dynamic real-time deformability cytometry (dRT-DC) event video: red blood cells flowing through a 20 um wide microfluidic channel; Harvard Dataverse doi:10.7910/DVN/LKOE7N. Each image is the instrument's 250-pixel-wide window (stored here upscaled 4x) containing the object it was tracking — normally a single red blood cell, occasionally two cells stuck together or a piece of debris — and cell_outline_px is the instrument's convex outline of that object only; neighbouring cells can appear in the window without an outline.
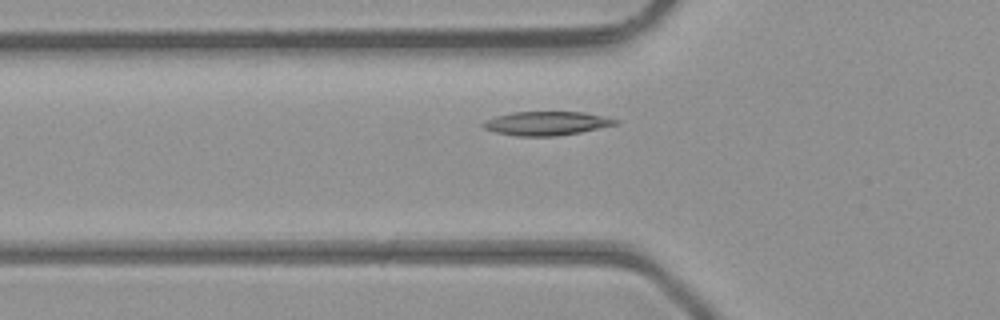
{"species": "common noctule bat (a hibernating species)", "species_latin": "Nyctalus noctula", "temperature_condition": "room temperature", "stored_images_in_passage": 35, "camera_frame_rate_fps": 3000, "um_per_image_px": 0.085, "animal": {"sex": "male", "body_mass_g": 23.1, "forearm_length_mm": 52.7}, "frame": {"image": 1, "passage_image": 6, "time_ms": 1.667, "image_size_px": [1000, 320], "cell_outline_px": [[620, 124], [580, 132], [556, 136], [516, 136], [496, 132], [484, 128], [480, 124], [496, 116], [512, 112], [584, 112], [620, 120]], "centroid_in_image_um": [46.49, 10.48], "position_along_channel_um": 79.3, "area_um2": 18.32}}
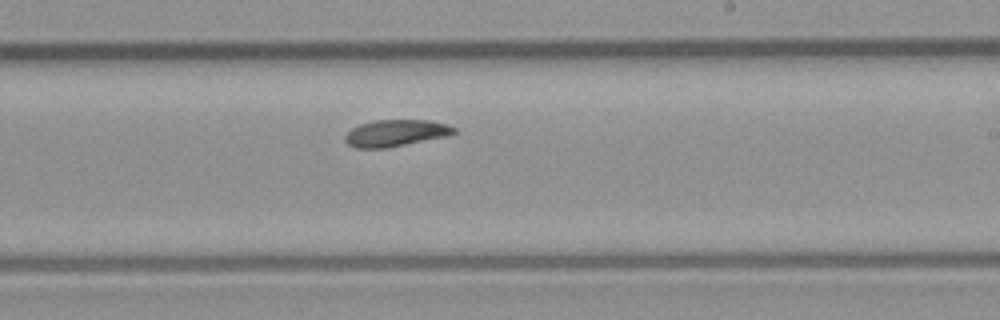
{"frame": {"image": 2, "passage_image": 18, "time_ms": 5.667, "image_size_px": [1000, 320], "cell_outline_px": [[456, 132], [448, 136], [388, 148], [356, 148], [348, 144], [344, 140], [344, 136], [352, 128], [360, 124], [372, 120], [428, 120], [448, 124], [456, 128]], "centroid_in_image_um": [33.64, 11.31], "position_along_channel_um": 255.4, "area_um2": 17.11}}
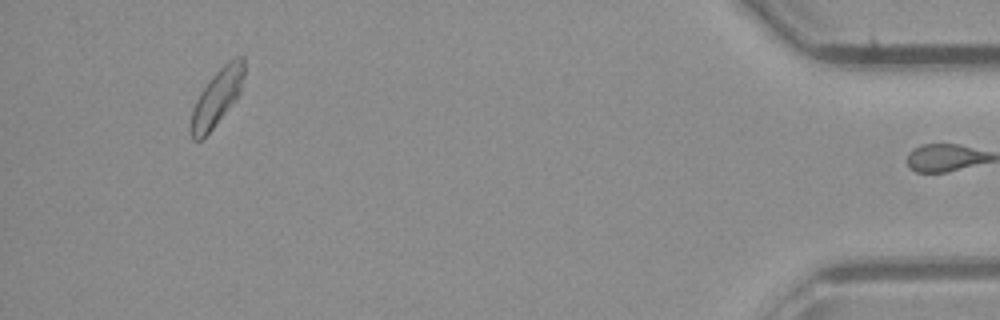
{"frame": {"image": 3, "passage_image": 34, "time_ms": 11.0, "image_size_px": [1000, 320], "cell_outline_px": [[244, 76], [240, 92], [212, 128], [200, 140], [192, 140], [192, 112], [196, 100], [200, 92], [208, 80], [228, 60], [236, 56], [244, 56]], "centroid_in_image_um": [18.46, 8.2], "position_along_channel_um": 416.7, "area_um2": 16.88}, "authors_computed_cell_mechanics": {"area_um2": 17.2822, "velocity_mm_per_s": 4.3892, "shape_relaxation_time_tau1_ms": 3.4211, "shape_relaxation_time_tau2_ms": 7.4162, "deformation_change_tau1": 0.0938, "deformation_change_tau2": 0.0984}}